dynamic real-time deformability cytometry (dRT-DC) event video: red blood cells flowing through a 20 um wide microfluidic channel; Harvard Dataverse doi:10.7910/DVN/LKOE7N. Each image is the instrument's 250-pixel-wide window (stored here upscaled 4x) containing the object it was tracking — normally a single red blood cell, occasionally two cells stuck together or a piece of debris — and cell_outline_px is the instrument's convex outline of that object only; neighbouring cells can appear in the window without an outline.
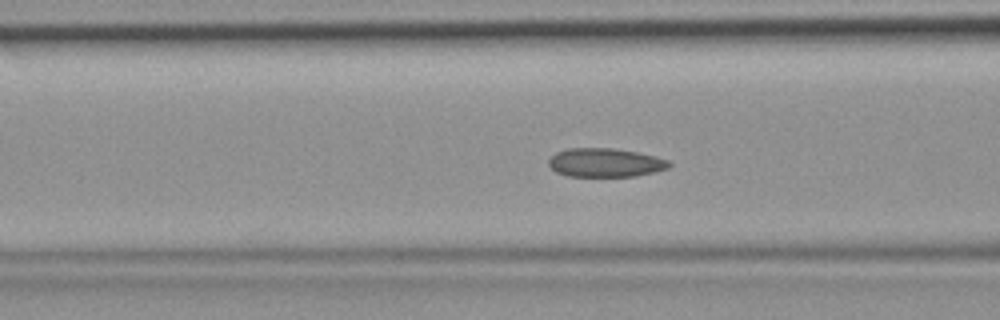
{"species": "common noctule bat (a hibernating species)", "species_latin": "Nyctalus noctula", "temperature_condition": "room temperature", "stored_images_in_passage": 45, "camera_frame_rate_fps": 3000, "um_per_image_px": 0.085, "animal": {"sex": "female", "body_mass_g": 19.9}, "frame": {"image": 1, "passage_image": 17, "time_ms": 5.333, "image_size_px": [1000, 320], "cell_outline_px": [[672, 164], [668, 168], [656, 172], [636, 176], [568, 176], [556, 172], [548, 164], [548, 160], [556, 152], [568, 148], [612, 148], [636, 152], [656, 156], [668, 160]], "centroid_in_image_um": [51.46, 13.82], "position_along_channel_um": 115.1, "area_um2": 20.23}}
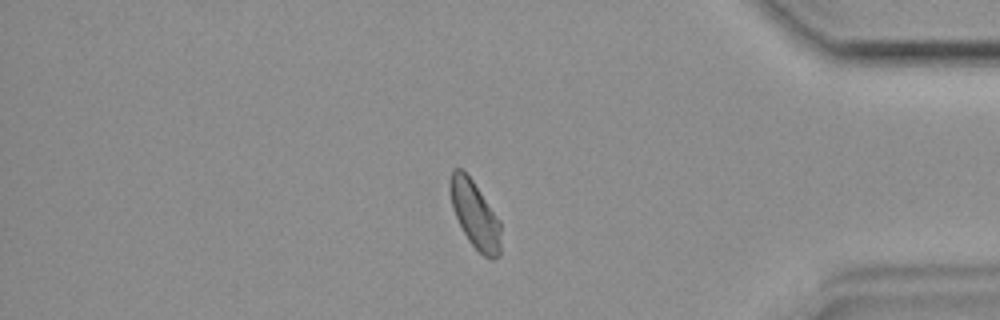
{"frame": {"image": 2, "passage_image": 38, "time_ms": 12.333, "image_size_px": [1000, 320], "cell_outline_px": [[500, 256], [492, 260], [484, 256], [468, 240], [452, 208], [448, 188], [448, 184], [452, 168], [460, 168], [472, 180], [500, 220]], "centroid_in_image_um": [40.35, 18.23], "position_along_channel_um": 394.8, "area_um2": 19.77}}
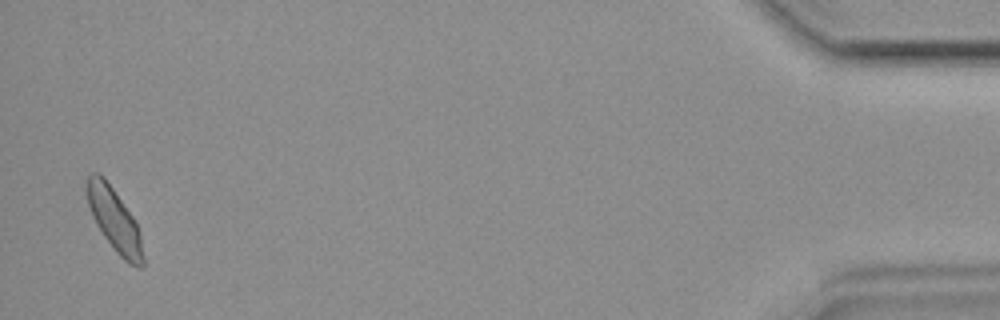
{"frame": {"image": 3, "passage_image": 44, "time_ms": 14.333, "image_size_px": [1000, 320], "cell_outline_px": [[144, 264], [140, 268], [136, 268], [128, 264], [116, 252], [104, 236], [96, 224], [92, 216], [88, 204], [88, 176], [92, 172], [100, 172], [104, 176], [132, 216], [140, 232], [144, 260]], "centroid_in_image_um": [9.75, 18.73], "position_along_channel_um": 425.5, "area_um2": 20.35}}